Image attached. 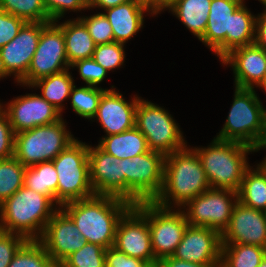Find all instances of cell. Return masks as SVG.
<instances>
[{"label":"cell","mask_w":266,"mask_h":267,"mask_svg":"<svg viewBox=\"0 0 266 267\" xmlns=\"http://www.w3.org/2000/svg\"><path fill=\"white\" fill-rule=\"evenodd\" d=\"M73 80L70 73L65 70L39 79L34 82L31 87H41V97L52 104L56 110L61 113L63 108L60 103L64 101V99L70 97L71 89L74 86Z\"/></svg>","instance_id":"4dcf8cb0"},{"label":"cell","mask_w":266,"mask_h":267,"mask_svg":"<svg viewBox=\"0 0 266 267\" xmlns=\"http://www.w3.org/2000/svg\"><path fill=\"white\" fill-rule=\"evenodd\" d=\"M8 267H58L39 240H27Z\"/></svg>","instance_id":"d6a6232c"},{"label":"cell","mask_w":266,"mask_h":267,"mask_svg":"<svg viewBox=\"0 0 266 267\" xmlns=\"http://www.w3.org/2000/svg\"><path fill=\"white\" fill-rule=\"evenodd\" d=\"M221 243L258 245L266 248V212L236 202Z\"/></svg>","instance_id":"ac0fdd59"},{"label":"cell","mask_w":266,"mask_h":267,"mask_svg":"<svg viewBox=\"0 0 266 267\" xmlns=\"http://www.w3.org/2000/svg\"><path fill=\"white\" fill-rule=\"evenodd\" d=\"M65 127L61 118L55 123L16 133L14 156L25 167L52 161L75 140Z\"/></svg>","instance_id":"52a82bcc"},{"label":"cell","mask_w":266,"mask_h":267,"mask_svg":"<svg viewBox=\"0 0 266 267\" xmlns=\"http://www.w3.org/2000/svg\"><path fill=\"white\" fill-rule=\"evenodd\" d=\"M98 146L119 159H131L150 150L145 136L136 126L122 133L102 138Z\"/></svg>","instance_id":"cb8c5ba5"},{"label":"cell","mask_w":266,"mask_h":267,"mask_svg":"<svg viewBox=\"0 0 266 267\" xmlns=\"http://www.w3.org/2000/svg\"><path fill=\"white\" fill-rule=\"evenodd\" d=\"M145 8L130 1L106 9L104 15L109 20L113 30L114 41L124 44L138 32L143 25Z\"/></svg>","instance_id":"603a6c76"},{"label":"cell","mask_w":266,"mask_h":267,"mask_svg":"<svg viewBox=\"0 0 266 267\" xmlns=\"http://www.w3.org/2000/svg\"><path fill=\"white\" fill-rule=\"evenodd\" d=\"M209 188L200 157L195 150L184 147L165 156L162 190L153 202L170 208L171 197L177 206L185 207L188 201Z\"/></svg>","instance_id":"7a4b0ae2"},{"label":"cell","mask_w":266,"mask_h":267,"mask_svg":"<svg viewBox=\"0 0 266 267\" xmlns=\"http://www.w3.org/2000/svg\"><path fill=\"white\" fill-rule=\"evenodd\" d=\"M129 0H88V8L90 7H100L104 10L124 4Z\"/></svg>","instance_id":"7dc6e473"},{"label":"cell","mask_w":266,"mask_h":267,"mask_svg":"<svg viewBox=\"0 0 266 267\" xmlns=\"http://www.w3.org/2000/svg\"><path fill=\"white\" fill-rule=\"evenodd\" d=\"M4 112L8 115L15 134L61 119V113L52 104L34 94L14 99Z\"/></svg>","instance_id":"d6986e66"},{"label":"cell","mask_w":266,"mask_h":267,"mask_svg":"<svg viewBox=\"0 0 266 267\" xmlns=\"http://www.w3.org/2000/svg\"><path fill=\"white\" fill-rule=\"evenodd\" d=\"M50 22H26L17 36L0 49V78L16 74L19 82L28 72L42 29Z\"/></svg>","instance_id":"5bb4252c"},{"label":"cell","mask_w":266,"mask_h":267,"mask_svg":"<svg viewBox=\"0 0 266 267\" xmlns=\"http://www.w3.org/2000/svg\"><path fill=\"white\" fill-rule=\"evenodd\" d=\"M235 198L234 203L231 198ZM238 193L232 190L209 188L188 201L186 219L190 226L207 227L220 234L228 227Z\"/></svg>","instance_id":"7c38bea8"},{"label":"cell","mask_w":266,"mask_h":267,"mask_svg":"<svg viewBox=\"0 0 266 267\" xmlns=\"http://www.w3.org/2000/svg\"><path fill=\"white\" fill-rule=\"evenodd\" d=\"M70 67H78L81 78L86 84L93 87H96L97 84L103 81L108 72L93 58L79 60Z\"/></svg>","instance_id":"ab89813d"},{"label":"cell","mask_w":266,"mask_h":267,"mask_svg":"<svg viewBox=\"0 0 266 267\" xmlns=\"http://www.w3.org/2000/svg\"><path fill=\"white\" fill-rule=\"evenodd\" d=\"M165 156L149 150L131 159H123L125 200L132 205L153 202L162 190Z\"/></svg>","instance_id":"ba28073f"},{"label":"cell","mask_w":266,"mask_h":267,"mask_svg":"<svg viewBox=\"0 0 266 267\" xmlns=\"http://www.w3.org/2000/svg\"><path fill=\"white\" fill-rule=\"evenodd\" d=\"M179 0H152V13L156 14L164 8H171L175 5Z\"/></svg>","instance_id":"c3c4849f"},{"label":"cell","mask_w":266,"mask_h":267,"mask_svg":"<svg viewBox=\"0 0 266 267\" xmlns=\"http://www.w3.org/2000/svg\"><path fill=\"white\" fill-rule=\"evenodd\" d=\"M235 88L228 118L216 138L250 145L258 151L266 143V110L254 89Z\"/></svg>","instance_id":"5b68a950"},{"label":"cell","mask_w":266,"mask_h":267,"mask_svg":"<svg viewBox=\"0 0 266 267\" xmlns=\"http://www.w3.org/2000/svg\"><path fill=\"white\" fill-rule=\"evenodd\" d=\"M135 126L145 136L149 149L164 156L186 147L172 116L151 102L139 99Z\"/></svg>","instance_id":"9c48e42d"},{"label":"cell","mask_w":266,"mask_h":267,"mask_svg":"<svg viewBox=\"0 0 266 267\" xmlns=\"http://www.w3.org/2000/svg\"><path fill=\"white\" fill-rule=\"evenodd\" d=\"M26 167L15 157L0 159V204L24 186Z\"/></svg>","instance_id":"1f68e13d"},{"label":"cell","mask_w":266,"mask_h":267,"mask_svg":"<svg viewBox=\"0 0 266 267\" xmlns=\"http://www.w3.org/2000/svg\"><path fill=\"white\" fill-rule=\"evenodd\" d=\"M194 150L200 157L210 187L235 192H238L249 167L246 154L257 151L250 145L217 138L210 147Z\"/></svg>","instance_id":"277c9868"},{"label":"cell","mask_w":266,"mask_h":267,"mask_svg":"<svg viewBox=\"0 0 266 267\" xmlns=\"http://www.w3.org/2000/svg\"><path fill=\"white\" fill-rule=\"evenodd\" d=\"M258 267H266V255Z\"/></svg>","instance_id":"f907efd6"},{"label":"cell","mask_w":266,"mask_h":267,"mask_svg":"<svg viewBox=\"0 0 266 267\" xmlns=\"http://www.w3.org/2000/svg\"><path fill=\"white\" fill-rule=\"evenodd\" d=\"M53 161L38 163L26 167L24 174V186L47 195L57 204L58 176Z\"/></svg>","instance_id":"83f0119b"},{"label":"cell","mask_w":266,"mask_h":267,"mask_svg":"<svg viewBox=\"0 0 266 267\" xmlns=\"http://www.w3.org/2000/svg\"><path fill=\"white\" fill-rule=\"evenodd\" d=\"M108 89H102L86 86L81 88H76L75 85L72 87L70 95L71 96V104L74 111L87 119L94 118L99 101L101 99L102 94Z\"/></svg>","instance_id":"e575fe53"},{"label":"cell","mask_w":266,"mask_h":267,"mask_svg":"<svg viewBox=\"0 0 266 267\" xmlns=\"http://www.w3.org/2000/svg\"><path fill=\"white\" fill-rule=\"evenodd\" d=\"M144 261L128 256L124 252L109 247L105 251V267H149Z\"/></svg>","instance_id":"ee69618b"},{"label":"cell","mask_w":266,"mask_h":267,"mask_svg":"<svg viewBox=\"0 0 266 267\" xmlns=\"http://www.w3.org/2000/svg\"><path fill=\"white\" fill-rule=\"evenodd\" d=\"M221 61L233 67L236 87L266 88V51L255 43L234 48Z\"/></svg>","instance_id":"ffe728a7"},{"label":"cell","mask_w":266,"mask_h":267,"mask_svg":"<svg viewBox=\"0 0 266 267\" xmlns=\"http://www.w3.org/2000/svg\"><path fill=\"white\" fill-rule=\"evenodd\" d=\"M89 146L74 140L55 159L57 171V204L62 205L95 195L90 182Z\"/></svg>","instance_id":"8992f818"},{"label":"cell","mask_w":266,"mask_h":267,"mask_svg":"<svg viewBox=\"0 0 266 267\" xmlns=\"http://www.w3.org/2000/svg\"><path fill=\"white\" fill-rule=\"evenodd\" d=\"M15 133L8 115L0 105V159H7L14 156Z\"/></svg>","instance_id":"60d3db41"},{"label":"cell","mask_w":266,"mask_h":267,"mask_svg":"<svg viewBox=\"0 0 266 267\" xmlns=\"http://www.w3.org/2000/svg\"><path fill=\"white\" fill-rule=\"evenodd\" d=\"M86 26L95 45L114 42V35L109 20L104 13L95 14L89 18H79Z\"/></svg>","instance_id":"74e56055"},{"label":"cell","mask_w":266,"mask_h":267,"mask_svg":"<svg viewBox=\"0 0 266 267\" xmlns=\"http://www.w3.org/2000/svg\"><path fill=\"white\" fill-rule=\"evenodd\" d=\"M256 18L242 4L232 15L230 32L226 35V55L234 48L253 44Z\"/></svg>","instance_id":"f1b7e54d"},{"label":"cell","mask_w":266,"mask_h":267,"mask_svg":"<svg viewBox=\"0 0 266 267\" xmlns=\"http://www.w3.org/2000/svg\"><path fill=\"white\" fill-rule=\"evenodd\" d=\"M139 98L127 103L114 89L106 90L99 101L94 118L98 117L107 135L118 134L135 126Z\"/></svg>","instance_id":"44dd1931"},{"label":"cell","mask_w":266,"mask_h":267,"mask_svg":"<svg viewBox=\"0 0 266 267\" xmlns=\"http://www.w3.org/2000/svg\"><path fill=\"white\" fill-rule=\"evenodd\" d=\"M124 44L111 42L96 45L92 58L107 71L120 67L124 62Z\"/></svg>","instance_id":"8d00e7d4"},{"label":"cell","mask_w":266,"mask_h":267,"mask_svg":"<svg viewBox=\"0 0 266 267\" xmlns=\"http://www.w3.org/2000/svg\"><path fill=\"white\" fill-rule=\"evenodd\" d=\"M132 3L138 4L146 10H152V0H129Z\"/></svg>","instance_id":"681fc988"},{"label":"cell","mask_w":266,"mask_h":267,"mask_svg":"<svg viewBox=\"0 0 266 267\" xmlns=\"http://www.w3.org/2000/svg\"><path fill=\"white\" fill-rule=\"evenodd\" d=\"M105 251L104 247L87 242L66 257L58 267H105Z\"/></svg>","instance_id":"d590c367"},{"label":"cell","mask_w":266,"mask_h":267,"mask_svg":"<svg viewBox=\"0 0 266 267\" xmlns=\"http://www.w3.org/2000/svg\"><path fill=\"white\" fill-rule=\"evenodd\" d=\"M237 193L243 205L266 212V170L261 165L256 170L248 167Z\"/></svg>","instance_id":"484cf974"},{"label":"cell","mask_w":266,"mask_h":267,"mask_svg":"<svg viewBox=\"0 0 266 267\" xmlns=\"http://www.w3.org/2000/svg\"><path fill=\"white\" fill-rule=\"evenodd\" d=\"M25 23L23 19L0 10V49L17 36Z\"/></svg>","instance_id":"7bdbcfd3"},{"label":"cell","mask_w":266,"mask_h":267,"mask_svg":"<svg viewBox=\"0 0 266 267\" xmlns=\"http://www.w3.org/2000/svg\"><path fill=\"white\" fill-rule=\"evenodd\" d=\"M90 182L95 195L125 199L123 159L103 151L99 146L88 150Z\"/></svg>","instance_id":"2e32d148"},{"label":"cell","mask_w":266,"mask_h":267,"mask_svg":"<svg viewBox=\"0 0 266 267\" xmlns=\"http://www.w3.org/2000/svg\"><path fill=\"white\" fill-rule=\"evenodd\" d=\"M149 267H160V266L158 264H156V265H151Z\"/></svg>","instance_id":"db71d44e"},{"label":"cell","mask_w":266,"mask_h":267,"mask_svg":"<svg viewBox=\"0 0 266 267\" xmlns=\"http://www.w3.org/2000/svg\"><path fill=\"white\" fill-rule=\"evenodd\" d=\"M255 41L254 43L266 51V11L263 14L256 17L255 28Z\"/></svg>","instance_id":"f6af8a7d"},{"label":"cell","mask_w":266,"mask_h":267,"mask_svg":"<svg viewBox=\"0 0 266 267\" xmlns=\"http://www.w3.org/2000/svg\"><path fill=\"white\" fill-rule=\"evenodd\" d=\"M135 206L146 216L151 233L155 259L172 256L189 226L185 213L163 208L154 202H141Z\"/></svg>","instance_id":"30bf717a"},{"label":"cell","mask_w":266,"mask_h":267,"mask_svg":"<svg viewBox=\"0 0 266 267\" xmlns=\"http://www.w3.org/2000/svg\"><path fill=\"white\" fill-rule=\"evenodd\" d=\"M243 4V0H212L204 35V42L220 59L226 55V35L230 32L231 15Z\"/></svg>","instance_id":"7402d4cb"},{"label":"cell","mask_w":266,"mask_h":267,"mask_svg":"<svg viewBox=\"0 0 266 267\" xmlns=\"http://www.w3.org/2000/svg\"><path fill=\"white\" fill-rule=\"evenodd\" d=\"M58 26L63 31L70 66L79 60L92 58L96 45L86 26L79 19L66 21Z\"/></svg>","instance_id":"d4e9b609"},{"label":"cell","mask_w":266,"mask_h":267,"mask_svg":"<svg viewBox=\"0 0 266 267\" xmlns=\"http://www.w3.org/2000/svg\"><path fill=\"white\" fill-rule=\"evenodd\" d=\"M26 241L22 235L0 231V267H8L16 252Z\"/></svg>","instance_id":"f35d334b"},{"label":"cell","mask_w":266,"mask_h":267,"mask_svg":"<svg viewBox=\"0 0 266 267\" xmlns=\"http://www.w3.org/2000/svg\"><path fill=\"white\" fill-rule=\"evenodd\" d=\"M158 265L160 267H210L209 265H202L199 263L188 262L185 260L177 259L172 256L162 258Z\"/></svg>","instance_id":"bcb514c9"},{"label":"cell","mask_w":266,"mask_h":267,"mask_svg":"<svg viewBox=\"0 0 266 267\" xmlns=\"http://www.w3.org/2000/svg\"><path fill=\"white\" fill-rule=\"evenodd\" d=\"M266 6V0H260ZM266 11V9H265Z\"/></svg>","instance_id":"f5cc1de1"},{"label":"cell","mask_w":266,"mask_h":267,"mask_svg":"<svg viewBox=\"0 0 266 267\" xmlns=\"http://www.w3.org/2000/svg\"><path fill=\"white\" fill-rule=\"evenodd\" d=\"M39 241L57 265L87 243L80 230L62 208L58 209L47 222Z\"/></svg>","instance_id":"e0dca14e"},{"label":"cell","mask_w":266,"mask_h":267,"mask_svg":"<svg viewBox=\"0 0 266 267\" xmlns=\"http://www.w3.org/2000/svg\"><path fill=\"white\" fill-rule=\"evenodd\" d=\"M51 22H58L66 10H82L88 8V0H43Z\"/></svg>","instance_id":"b9f144b4"},{"label":"cell","mask_w":266,"mask_h":267,"mask_svg":"<svg viewBox=\"0 0 266 267\" xmlns=\"http://www.w3.org/2000/svg\"><path fill=\"white\" fill-rule=\"evenodd\" d=\"M265 255L258 245L222 243L220 267H258Z\"/></svg>","instance_id":"f546056e"},{"label":"cell","mask_w":266,"mask_h":267,"mask_svg":"<svg viewBox=\"0 0 266 267\" xmlns=\"http://www.w3.org/2000/svg\"><path fill=\"white\" fill-rule=\"evenodd\" d=\"M53 205L47 195L22 186L0 204V231L19 234L27 240H39L47 222L57 211L53 210Z\"/></svg>","instance_id":"3957f363"},{"label":"cell","mask_w":266,"mask_h":267,"mask_svg":"<svg viewBox=\"0 0 266 267\" xmlns=\"http://www.w3.org/2000/svg\"><path fill=\"white\" fill-rule=\"evenodd\" d=\"M260 165L266 170V159H264V161L262 162V164L260 163Z\"/></svg>","instance_id":"816d5d0a"},{"label":"cell","mask_w":266,"mask_h":267,"mask_svg":"<svg viewBox=\"0 0 266 267\" xmlns=\"http://www.w3.org/2000/svg\"><path fill=\"white\" fill-rule=\"evenodd\" d=\"M212 0H179L170 10L199 39L204 35Z\"/></svg>","instance_id":"4316f807"},{"label":"cell","mask_w":266,"mask_h":267,"mask_svg":"<svg viewBox=\"0 0 266 267\" xmlns=\"http://www.w3.org/2000/svg\"><path fill=\"white\" fill-rule=\"evenodd\" d=\"M131 206L129 201L119 197L94 195L61 207L80 230L84 240L108 249L114 244L120 218Z\"/></svg>","instance_id":"6da1fadb"},{"label":"cell","mask_w":266,"mask_h":267,"mask_svg":"<svg viewBox=\"0 0 266 267\" xmlns=\"http://www.w3.org/2000/svg\"><path fill=\"white\" fill-rule=\"evenodd\" d=\"M0 10L25 22H51L43 0H0Z\"/></svg>","instance_id":"836d02e7"},{"label":"cell","mask_w":266,"mask_h":267,"mask_svg":"<svg viewBox=\"0 0 266 267\" xmlns=\"http://www.w3.org/2000/svg\"><path fill=\"white\" fill-rule=\"evenodd\" d=\"M113 247L150 266L158 264L152 250L147 218L135 205L120 218Z\"/></svg>","instance_id":"4fadbf2b"},{"label":"cell","mask_w":266,"mask_h":267,"mask_svg":"<svg viewBox=\"0 0 266 267\" xmlns=\"http://www.w3.org/2000/svg\"><path fill=\"white\" fill-rule=\"evenodd\" d=\"M68 67L63 31L55 22H50L42 29L28 72L18 83L30 87L37 80L68 70Z\"/></svg>","instance_id":"8fae6325"},{"label":"cell","mask_w":266,"mask_h":267,"mask_svg":"<svg viewBox=\"0 0 266 267\" xmlns=\"http://www.w3.org/2000/svg\"><path fill=\"white\" fill-rule=\"evenodd\" d=\"M221 247V234L218 231L189 225L172 257L210 267H219Z\"/></svg>","instance_id":"9a60e30c"}]
</instances>
